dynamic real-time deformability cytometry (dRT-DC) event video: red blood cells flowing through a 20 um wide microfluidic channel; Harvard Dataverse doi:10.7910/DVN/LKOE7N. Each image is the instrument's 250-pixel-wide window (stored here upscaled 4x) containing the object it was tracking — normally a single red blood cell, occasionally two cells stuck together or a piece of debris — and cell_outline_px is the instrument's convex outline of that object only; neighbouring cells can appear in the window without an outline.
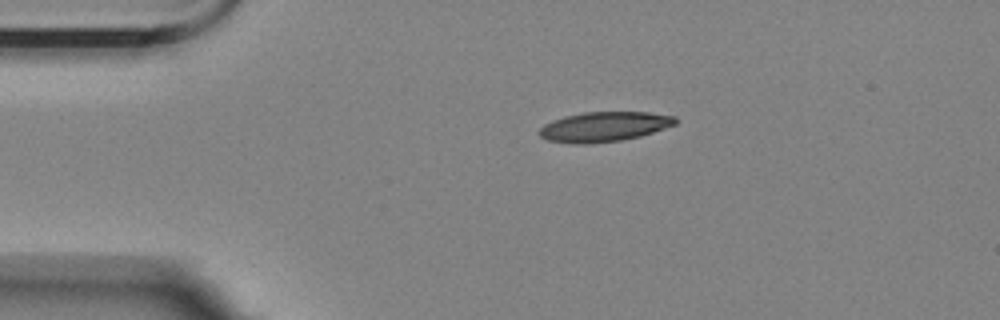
{"species": "Egyptian fruit bat (a non-hibernating species)", "species_latin": "Rousettus aegyptiacus", "temperature_condition": "room temperature", "stored_images_in_passage": 46, "camera_frame_rate_fps": 3000, "um_per_image_px": 0.085, "animal": {"sex": "female"}, "frame": {"image": 1, "passage_image": 1, "time_ms": 0.0, "image_size_px": [1000, 320], "cell_outline_px": [[676, 124], [640, 136], [620, 140], [584, 144], [576, 144], [548, 140], [540, 136], [540, 128], [544, 124], [552, 120], [564, 116], [584, 112], [648, 112], [676, 116]], "centroid_in_image_um": [51.34, 10.76], "position_along_channel_um": 33.7, "area_um2": 23.47}}
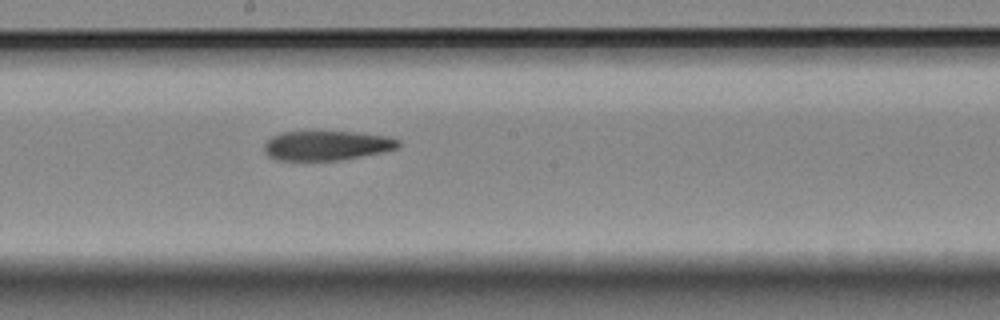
{"frame": {"image": 2, "passage_image": 20, "time_ms": 6.333, "image_size_px": [1000, 320], "cell_outline_px": [[400, 144], [396, 148], [384, 152], [340, 160], [280, 160], [268, 156], [264, 148], [264, 144], [272, 136], [280, 132], [352, 132], [388, 136], [400, 140]], "centroid_in_image_um": [27.78, 12.37], "position_along_channel_um": 220.4, "area_um2": 22.95}}
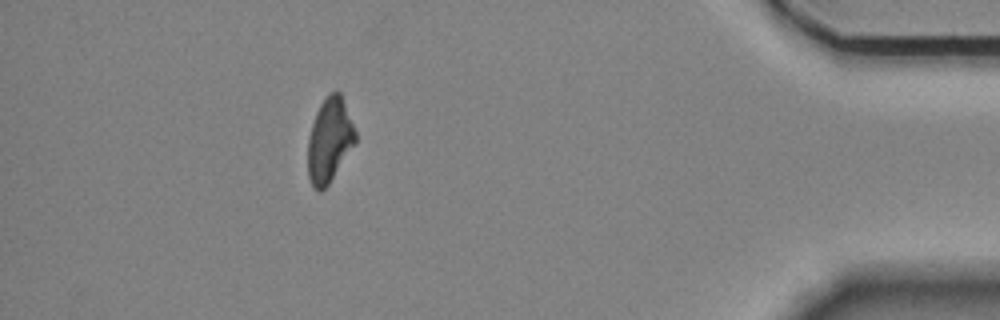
{"frame": {"image": 3, "passage_image": 40, "time_ms": 13.0, "image_size_px": [1000, 320], "cell_outline_px": [[356, 144], [328, 184], [320, 192], [312, 184], [308, 176], [308, 140], [312, 124], [316, 112], [320, 104], [328, 92], [336, 88], [340, 92], [356, 132]], "centroid_in_image_um": [28.02, 11.87], "position_along_channel_um": 407.2, "area_um2": 23.35}, "authors_computed_cell_mechanics": {"area_um2": 24.3049, "velocity_mm_per_s": 3.5626, "shape_relaxation_time_tau1_ms": null, "shape_relaxation_time_tau2_ms": 9.6731, "deformation_change_tau1": null, "deformation_change_tau2": 0.234}}